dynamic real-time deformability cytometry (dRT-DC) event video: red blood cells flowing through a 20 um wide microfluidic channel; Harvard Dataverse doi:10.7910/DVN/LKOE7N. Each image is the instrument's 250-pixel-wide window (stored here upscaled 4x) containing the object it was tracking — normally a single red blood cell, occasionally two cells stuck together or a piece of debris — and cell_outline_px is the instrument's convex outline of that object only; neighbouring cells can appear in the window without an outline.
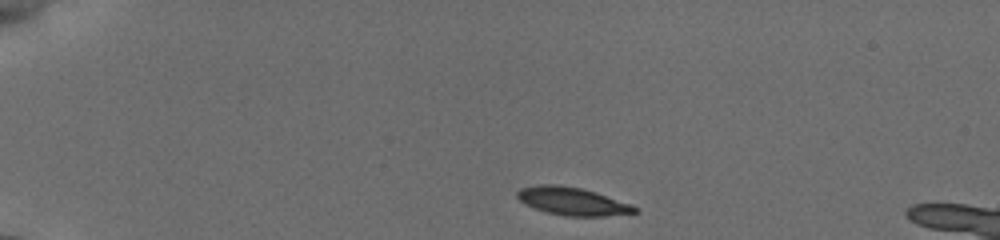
{"species": "common noctule bat (a hibernating species)", "species_latin": "Nyctalus noctula", "temperature_condition": "cold", "stored_images_in_passage": 54, "camera_frame_rate_fps": 3000, "um_per_image_px": 0.085, "animal": {"sex": "female", "body_mass_g": 19.5, "forearm_length_mm": 54.1}, "frame": {"image": 1, "passage_image": 1, "time_ms": 0.0, "image_size_px": [1000, 240], "cell_outline_px": [[640, 212], [604, 216], [564, 216], [548, 212], [524, 204], [516, 196], [516, 192], [520, 188], [536, 184], [556, 184], [580, 188], [596, 192], [632, 204], [640, 208]], "centroid_in_image_um": [48.68, 17.1], "position_along_channel_um": 36.3, "area_um2": 19.25}}
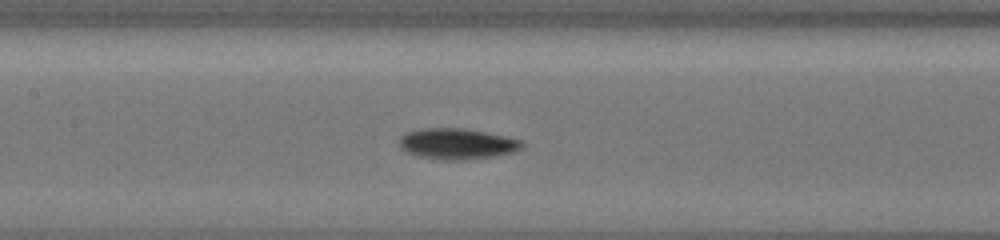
{"frame": {"image": 2, "passage_image": 20, "time_ms": 5.333, "image_size_px": [1000, 240], "cell_outline_px": [[524, 148], [512, 152], [496, 156], [456, 160], [440, 160], [416, 156], [400, 148], [400, 136], [408, 132], [424, 128], [464, 128], [524, 140]], "centroid_in_image_um": [38.87, 12.23], "position_along_channel_um": 168.5, "area_um2": 22.08}}
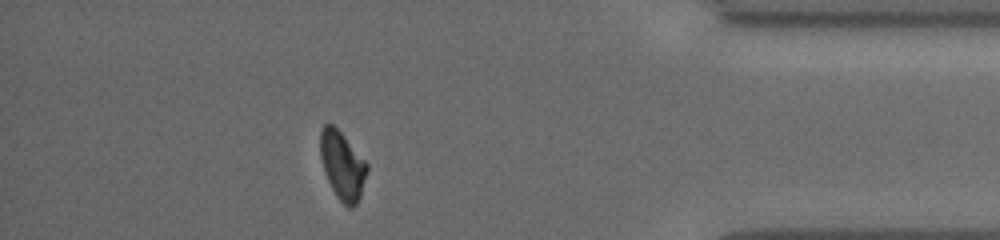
{"frame": {"image": 3, "passage_image": 44, "time_ms": 12.333, "image_size_px": [1000, 240], "cell_outline_px": [[368, 168], [360, 196], [356, 204], [352, 208], [348, 208], [336, 196], [328, 180], [320, 156], [320, 132], [324, 124], [332, 124], [340, 132], [368, 164]], "centroid_in_image_um": [29.1, 14.07], "position_along_channel_um": 406.1, "area_um2": 18.15}, "authors_computed_cell_mechanics": {"area_um2": 19.1318, "velocity_mm_per_s": 3.8274, "shape_relaxation_time_tau1_ms": 1.7699, "shape_relaxation_time_tau2_ms": null, "deformation_change_tau1": 0.1126, "deformation_change_tau2": null}}